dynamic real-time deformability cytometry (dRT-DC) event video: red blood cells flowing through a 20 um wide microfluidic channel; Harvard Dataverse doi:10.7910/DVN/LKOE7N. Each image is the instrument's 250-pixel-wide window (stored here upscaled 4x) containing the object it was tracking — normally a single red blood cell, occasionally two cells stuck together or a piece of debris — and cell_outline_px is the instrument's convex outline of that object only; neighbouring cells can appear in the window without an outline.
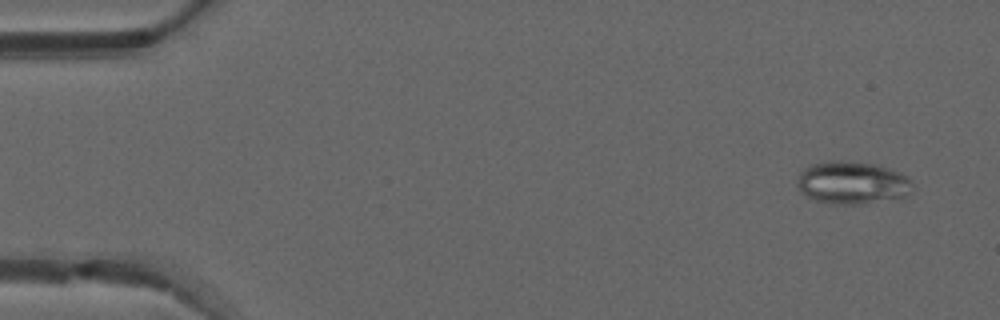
{"species": "common noctule bat (a hibernating species)", "species_latin": "Nyctalus noctula", "temperature_condition": "warm", "stored_images_in_passage": 15, "camera_frame_rate_fps": 3000, "um_per_image_px": 0.085, "animal": {"sex": "male", "forearm_length_mm": 52.5}, "frame": {"image": 1, "passage_image": 3, "time_ms": 0.667, "image_size_px": [1000, 320], "cell_outline_px": [[912, 184], [908, 192], [904, 196], [856, 204], [832, 204], [816, 200], [800, 192], [796, 184], [800, 172], [804, 168], [812, 164], [828, 160], [840, 160], [876, 164], [892, 168], [908, 176], [912, 180]], "centroid_in_image_um": [72.4, 15.5], "position_along_channel_um": 12.6, "area_um2": 28.61}}